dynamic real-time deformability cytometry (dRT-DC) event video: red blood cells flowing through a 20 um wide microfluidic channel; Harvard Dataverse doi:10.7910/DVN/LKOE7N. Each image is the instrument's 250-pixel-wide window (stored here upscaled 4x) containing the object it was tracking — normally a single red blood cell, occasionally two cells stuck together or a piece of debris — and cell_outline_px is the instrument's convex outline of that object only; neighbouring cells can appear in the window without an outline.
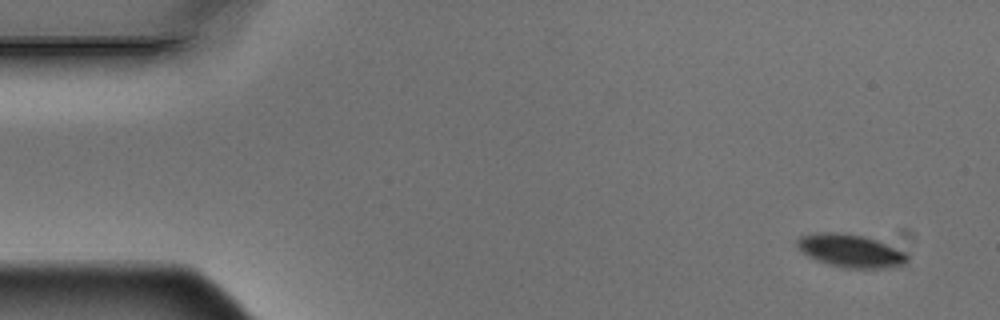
{"species": "Egyptian fruit bat (a non-hibernating species)", "species_latin": "Rousettus aegyptiacus", "temperature_condition": "warm", "stored_images_in_passage": 7, "camera_frame_rate_fps": 3000, "um_per_image_px": 0.085, "animal": {"sex": "male"}, "frame": {"image": 1, "passage_image": 1, "time_ms": 0.0, "image_size_px": [1000, 320], "cell_outline_px": [[908, 260], [904, 264], [888, 268], [844, 268], [828, 264], [816, 260], [808, 256], [796, 244], [796, 240], [800, 236], [820, 232], [836, 232], [864, 236], [876, 240], [904, 252], [908, 256]], "centroid_in_image_um": [72.28, 21.32], "position_along_channel_um": 12.7, "area_um2": 20.98}}
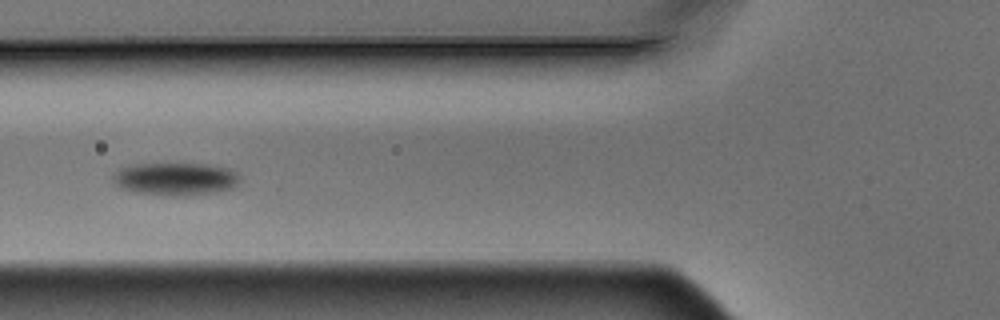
{"frame": {"image": 2, "passage_image": 6, "time_ms": 1.667, "image_size_px": [1000, 320], "cell_outline_px": [[240, 180], [232, 188], [220, 192], [184, 196], [168, 196], [136, 192], [120, 188], [112, 180], [112, 176], [120, 168], [132, 164], [204, 164], [228, 168], [236, 172], [240, 176]], "centroid_in_image_um": [14.92, 15.22], "position_along_channel_um": 110.9, "area_um2": 24.39}}
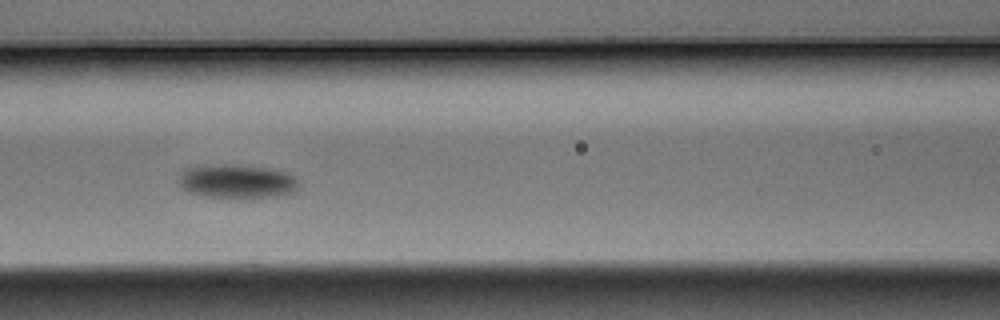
{"frame": {"image": 3, "passage_image": 7, "time_ms": 2.0, "image_size_px": [1000, 320], "cell_outline_px": [[300, 180], [296, 188], [292, 192], [276, 196], [200, 196], [188, 192], [180, 188], [176, 180], [180, 172], [184, 168], [204, 164], [240, 164], [268, 168], [288, 172], [296, 176]], "centroid_in_image_um": [20.05, 15.36], "position_along_channel_um": 146.5, "area_um2": 23.99}}